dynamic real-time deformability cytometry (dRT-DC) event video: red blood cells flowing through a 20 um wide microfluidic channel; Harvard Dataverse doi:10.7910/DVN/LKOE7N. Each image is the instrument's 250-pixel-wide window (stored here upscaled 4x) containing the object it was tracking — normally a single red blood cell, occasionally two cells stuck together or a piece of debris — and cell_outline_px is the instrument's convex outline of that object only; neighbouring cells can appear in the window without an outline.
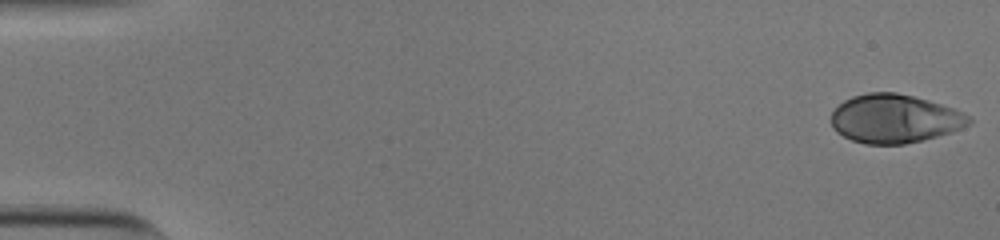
{"species": "human", "species_latin": "Homo sapiens", "temperature_condition": "cold", "stored_images_in_passage": 54, "camera_frame_rate_fps": 3000, "um_per_image_px": 0.085, "donor": {"sex": "male"}, "frame": {"image": 1, "passage_image": 1, "time_ms": 0.0, "image_size_px": [1000, 240], "cell_outline_px": [[972, 124], [952, 132], [924, 140], [904, 144], [864, 144], [852, 140], [836, 132], [832, 124], [832, 112], [844, 100], [852, 96], [868, 92], [896, 92], [928, 100], [952, 108], [972, 116]], "centroid_in_image_um": [76.07, 10.09], "position_along_channel_um": 8.9, "area_um2": 39.13}}
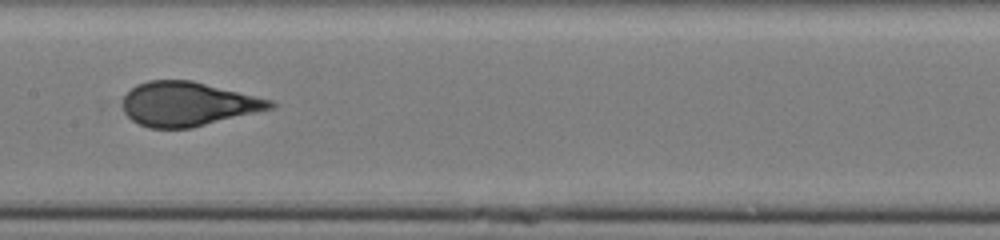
{"frame": {"image": 2, "passage_image": 28, "time_ms": 9.0, "image_size_px": [1000, 240], "cell_outline_px": [[276, 108], [192, 128], [148, 128], [132, 120], [124, 112], [124, 96], [136, 84], [148, 80], [192, 80], [272, 100], [276, 104]], "centroid_in_image_um": [16.0, 8.84], "position_along_channel_um": 191.4, "area_um2": 38.03}}
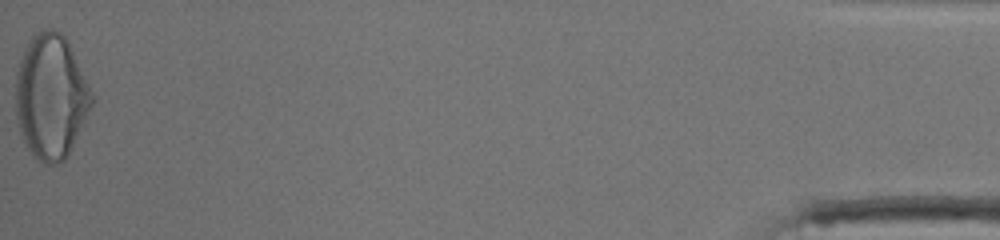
{"frame": {"image": 3, "passage_image": 54, "time_ms": 17.667, "image_size_px": [1000, 240], "cell_outline_px": [[96, 100], [68, 156], [64, 160], [56, 164], [44, 164], [32, 156], [24, 144], [20, 132], [16, 116], [16, 72], [24, 48], [32, 36], [36, 32], [44, 28], [52, 28], [60, 32], [64, 36], [96, 96]], "centroid_in_image_um": [4.35, 8.24], "position_along_channel_um": 430.9, "area_um2": 55.95}, "authors_computed_cell_mechanics": {"area_um2": 38.6682, "velocity_mm_per_s": 3.8163, "shape_relaxation_time_tau1_ms": 5.4714, "shape_relaxation_time_tau2_ms": null, "deformation_change_tau1": 0.2172, "deformation_change_tau2": null}}